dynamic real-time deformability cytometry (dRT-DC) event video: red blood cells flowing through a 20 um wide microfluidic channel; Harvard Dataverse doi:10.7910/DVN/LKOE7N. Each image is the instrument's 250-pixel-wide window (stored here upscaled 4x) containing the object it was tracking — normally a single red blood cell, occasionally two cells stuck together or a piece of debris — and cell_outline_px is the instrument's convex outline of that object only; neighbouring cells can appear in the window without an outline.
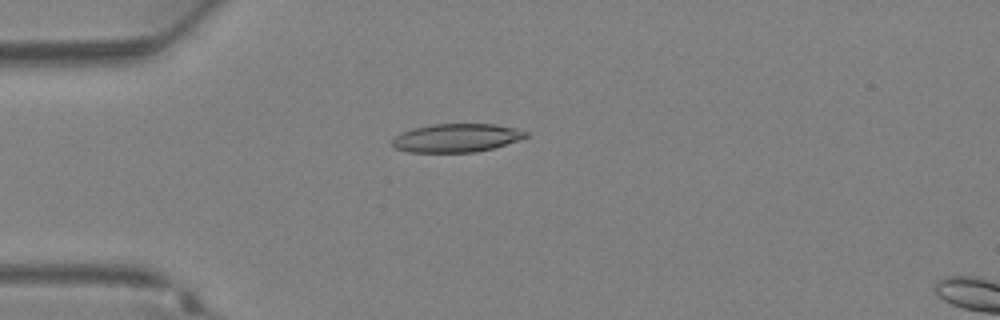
{"species": "Egyptian fruit bat (a non-hibernating species)", "species_latin": "Rousettus aegyptiacus", "temperature_condition": "warm", "stored_images_in_passage": 36, "camera_frame_rate_fps": 3000, "um_per_image_px": 0.085, "animal": {"sex": "female"}, "frame": {"image": 1, "passage_image": 9, "time_ms": 2.667, "image_size_px": [1000, 320], "cell_outline_px": [[528, 136], [520, 140], [492, 148], [476, 152], [408, 152], [392, 148], [392, 140], [400, 132], [432, 124], [492, 124], [516, 128], [528, 132]], "centroid_in_image_um": [38.79, 11.73], "position_along_channel_um": 46.2, "area_um2": 22.14}}
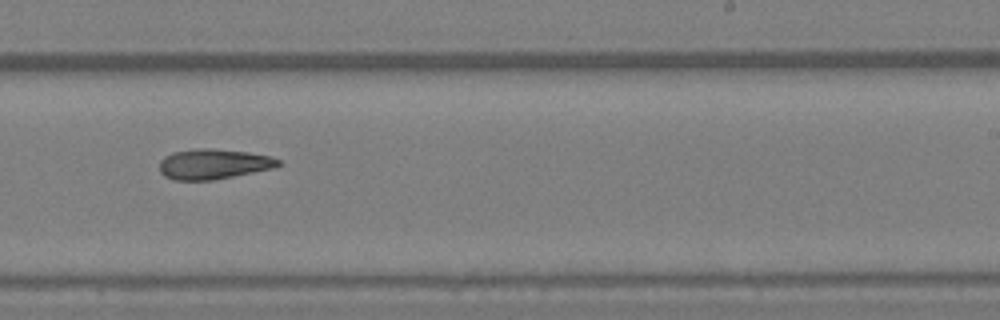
{"frame": {"image": 2, "passage_image": 22, "time_ms": 7.0, "image_size_px": [1000, 320], "cell_outline_px": [[280, 164], [272, 168], [212, 180], [172, 180], [164, 176], [160, 172], [160, 160], [164, 156], [172, 152], [200, 148], [208, 148], [248, 152], [268, 156], [280, 160]], "centroid_in_image_um": [18.08, 13.94], "position_along_channel_um": 270.9, "area_um2": 20.69}}
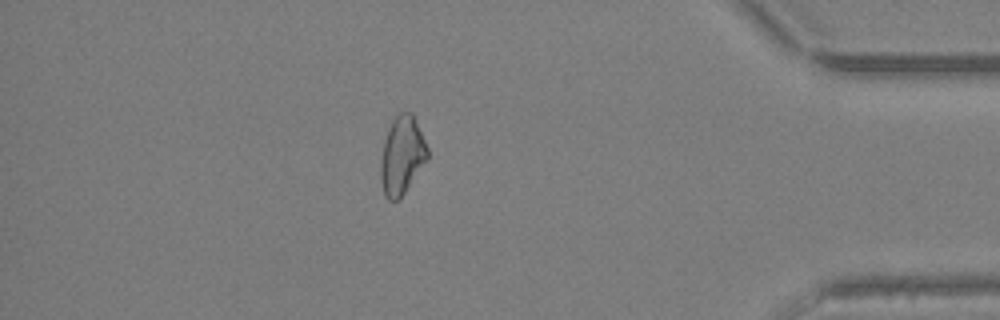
{"frame": {"image": 3, "passage_image": 31, "time_ms": 10.0, "image_size_px": [1000, 320], "cell_outline_px": [[428, 160], [400, 200], [388, 200], [384, 196], [380, 180], [380, 160], [384, 140], [388, 128], [392, 120], [400, 112], [412, 112], [428, 148]], "centroid_in_image_um": [34.16, 13.25], "position_along_channel_um": 401.0, "area_um2": 21.68}}